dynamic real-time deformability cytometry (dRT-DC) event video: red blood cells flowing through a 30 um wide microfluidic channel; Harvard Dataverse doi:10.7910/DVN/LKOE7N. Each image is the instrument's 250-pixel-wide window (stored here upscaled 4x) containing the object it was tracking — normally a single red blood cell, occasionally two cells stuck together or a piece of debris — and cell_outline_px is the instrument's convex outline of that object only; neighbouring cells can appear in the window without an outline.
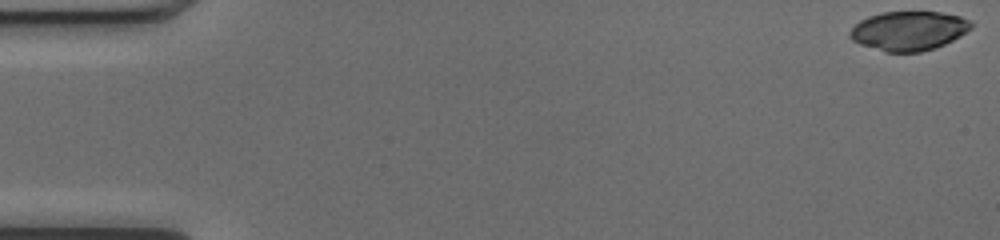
{"species": "common noctule bat (a hibernating species)", "species_latin": "Nyctalus noctula", "temperature_condition": "cold", "stored_images_in_passage": 14, "camera_frame_rate_fps": 3000, "um_per_image_px": 0.085, "animal": {"sex": "female", "body_mass_g": 17.0, "forearm_length_mm": 48.0}, "frame": {"image": 1, "passage_image": 1, "time_ms": 0.0, "image_size_px": [1000, 240], "cell_outline_px": [[972, 28], [960, 36], [936, 48], [920, 52], [884, 52], [860, 44], [852, 40], [848, 36], [848, 32], [860, 20], [868, 16], [880, 12], [940, 12], [960, 16], [968, 20], [972, 24]], "centroid_in_image_um": [77.21, 2.62], "position_along_channel_um": 7.8, "area_um2": 27.8}}
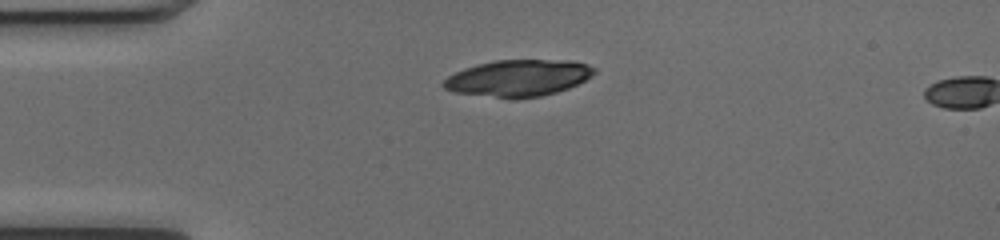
{"frame": {"image": 2, "passage_image": 13, "time_ms": 4.0, "image_size_px": [1000, 240], "cell_outline_px": [[596, 72], [592, 76], [568, 88], [556, 92], [540, 96], [516, 100], [512, 100], [456, 92], [444, 88], [440, 84], [448, 76], [464, 68], [476, 64], [496, 60], [572, 60], [588, 64], [596, 68]], "centroid_in_image_um": [44.05, 6.64], "position_along_channel_um": 40.9, "area_um2": 32.48}}